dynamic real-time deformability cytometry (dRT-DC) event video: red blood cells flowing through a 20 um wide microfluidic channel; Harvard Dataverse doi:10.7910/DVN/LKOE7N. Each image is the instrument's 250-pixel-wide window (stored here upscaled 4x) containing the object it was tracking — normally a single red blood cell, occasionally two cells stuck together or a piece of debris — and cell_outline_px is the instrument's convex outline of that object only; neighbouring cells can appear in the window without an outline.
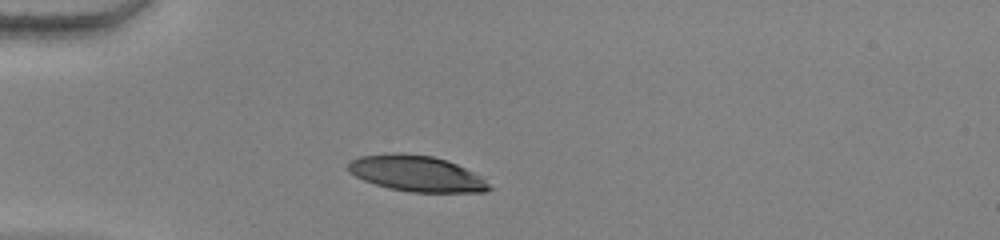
{"species": "human", "species_latin": "Homo sapiens", "temperature_condition": "warm", "stored_images_in_passage": 32, "camera_frame_rate_fps": 3000, "um_per_image_px": 0.085, "donor": {"sex": "female"}, "frame": {"image": 1, "passage_image": 1, "time_ms": 0.0, "image_size_px": [1000, 240], "cell_outline_px": [[492, 188], [484, 192], [412, 192], [388, 188], [364, 180], [348, 172], [344, 168], [348, 160], [360, 156], [396, 152], [404, 152], [432, 156], [448, 160], [480, 176]], "centroid_in_image_um": [35.33, 14.73], "position_along_channel_um": 49.7, "area_um2": 29.65}}
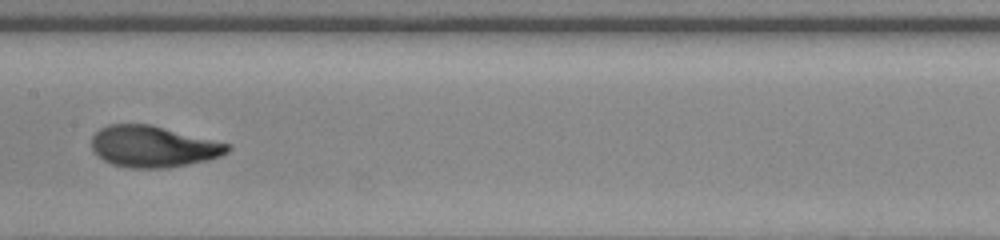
{"frame": {"image": 2, "passage_image": 14, "time_ms": 4.333, "image_size_px": [1000, 240], "cell_outline_px": [[232, 148], [228, 152], [220, 156], [208, 160], [168, 168], [128, 168], [112, 164], [96, 156], [92, 148], [92, 136], [100, 128], [108, 124], [152, 124], [232, 144]], "centroid_in_image_um": [13.04, 12.45], "position_along_channel_um": 194.4, "area_um2": 33.18}}
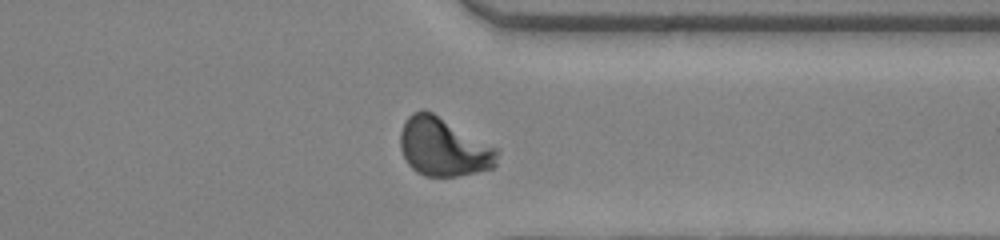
{"frame": {"image": 3, "passage_image": 28, "time_ms": 9.0, "image_size_px": [1000, 240], "cell_outline_px": [[500, 152], [496, 164], [492, 168], [476, 172], [456, 176], [424, 176], [416, 172], [408, 164], [400, 148], [400, 132], [408, 116], [412, 112], [424, 108], [432, 112], [500, 148]], "centroid_in_image_um": [37.72, 12.49], "position_along_channel_um": 373.7, "area_um2": 33.41}, "authors_computed_cell_mechanics": {"area_um2": 32.1946, "velocity_mm_per_s": 3.8639, "shape_relaxation_time_tau1_ms": 3.6895, "shape_relaxation_time_tau2_ms": null, "deformation_change_tau1": 0.2219, "deformation_change_tau2": null}}